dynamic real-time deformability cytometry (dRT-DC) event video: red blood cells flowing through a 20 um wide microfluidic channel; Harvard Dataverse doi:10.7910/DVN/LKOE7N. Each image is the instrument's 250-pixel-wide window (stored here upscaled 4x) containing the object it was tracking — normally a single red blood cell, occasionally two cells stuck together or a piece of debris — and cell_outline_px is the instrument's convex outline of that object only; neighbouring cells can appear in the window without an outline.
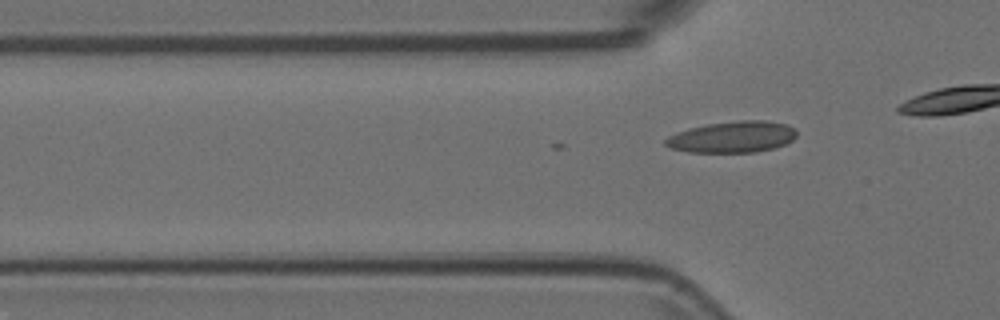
{"species": "Egyptian fruit bat (a non-hibernating species)", "species_latin": "Rousettus aegyptiacus", "temperature_condition": "room temperature", "stored_images_in_passage": 6, "camera_frame_rate_fps": 3000, "um_per_image_px": 0.085, "animal": {"sex": "female"}, "frame": {"image": 1, "passage_image": 6, "time_ms": 1.667, "image_size_px": [1000, 320], "cell_outline_px": [[796, 136], [792, 140], [776, 148], [756, 152], [688, 152], [672, 148], [664, 144], [664, 140], [668, 136], [676, 132], [688, 128], [708, 124], [740, 120], [768, 120], [788, 124], [796, 128]], "centroid_in_image_um": [62.28, 11.63], "position_along_channel_um": 63.5, "area_um2": 24.16}}